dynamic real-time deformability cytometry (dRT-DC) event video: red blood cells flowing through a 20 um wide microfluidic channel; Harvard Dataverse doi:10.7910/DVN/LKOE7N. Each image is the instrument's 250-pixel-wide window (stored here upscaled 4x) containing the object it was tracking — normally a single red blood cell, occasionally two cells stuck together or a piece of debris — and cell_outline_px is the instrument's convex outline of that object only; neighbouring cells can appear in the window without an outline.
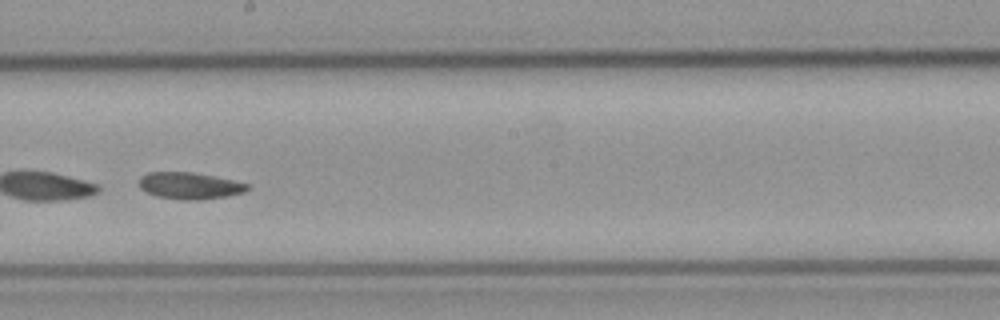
{"species": "common noctule bat (a hibernating species)", "species_latin": "Nyctalus noctula", "temperature_condition": "cold", "stored_images_in_passage": 33, "camera_frame_rate_fps": 3000, "um_per_image_px": 0.085, "animal": {"sex": "male", "body_mass_g": 23.1, "forearm_length_mm": 52.7}, "frame": {"image": 1, "passage_image": 15, "time_ms": 4.667, "image_size_px": [1000, 320], "cell_outline_px": [[252, 188], [244, 192], [228, 196], [200, 200], [180, 200], [156, 196], [140, 188], [140, 176], [148, 172], [192, 172], [232, 180], [248, 184]], "centroid_in_image_um": [16.13, 15.79], "position_along_channel_um": 232.1, "area_um2": 16.88}, "authors_computed_cell_mechanics": {"area_um2": 16.9354, "velocity_mm_per_s": 3.7195, "shape_relaxation_time_tau1_ms": 0.5398, "shape_relaxation_time_tau2_ms": 10.5258, "deformation_change_tau1": 0.2088, "deformation_change_tau2": 0.1279}}